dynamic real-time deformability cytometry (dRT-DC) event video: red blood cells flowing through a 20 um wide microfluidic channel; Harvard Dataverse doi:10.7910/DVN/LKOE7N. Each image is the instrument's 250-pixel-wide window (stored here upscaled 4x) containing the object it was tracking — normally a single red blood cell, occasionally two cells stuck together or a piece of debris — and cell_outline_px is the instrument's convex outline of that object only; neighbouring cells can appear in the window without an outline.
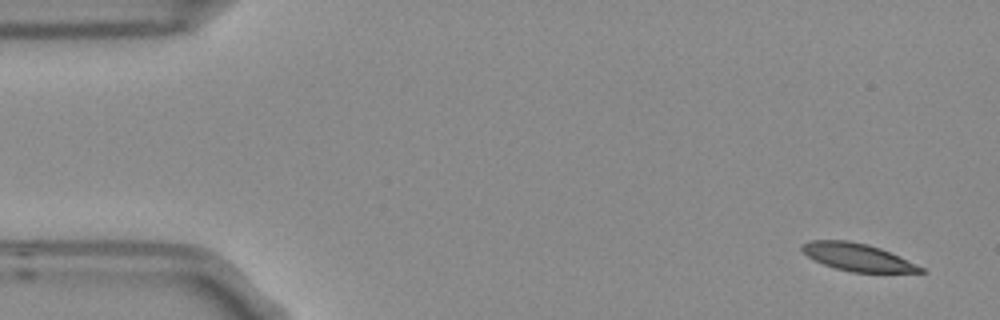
{"species": "Egyptian fruit bat (a non-hibernating species)", "species_latin": "Rousettus aegyptiacus", "temperature_condition": "room temperature", "stored_images_in_passage": 9, "camera_frame_rate_fps": 3000, "um_per_image_px": 0.085, "frame": {"image": 1, "passage_image": 1, "time_ms": 0.0, "image_size_px": [1000, 320], "cell_outline_px": [[928, 272], [852, 272], [836, 268], [824, 264], [808, 256], [800, 248], [800, 244], [812, 240], [848, 240], [868, 244], [880, 248], [900, 256], [924, 268]], "centroid_in_image_um": [72.89, 21.84], "position_along_channel_um": 12.1, "area_um2": 18.9}}
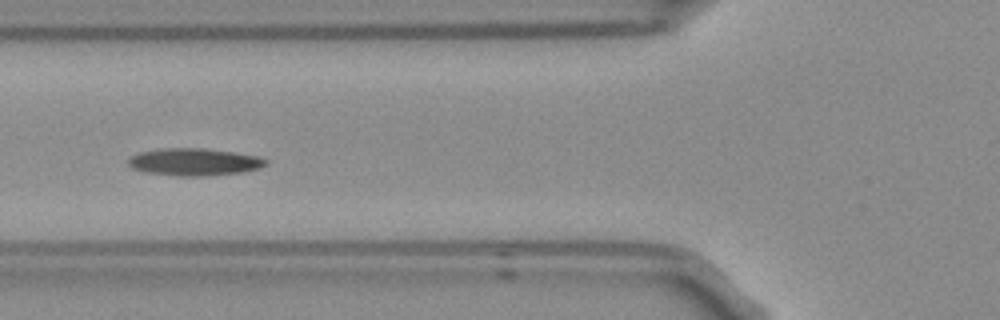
{"frame": {"image": 2, "passage_image": 6, "time_ms": 1.667, "image_size_px": [1000, 320], "cell_outline_px": [[268, 164], [260, 168], [244, 172], [204, 176], [180, 176], [148, 172], [132, 168], [128, 164], [128, 160], [132, 156], [140, 152], [160, 148], [204, 148], [260, 156], [268, 160]], "centroid_in_image_um": [16.56, 13.76], "position_along_channel_um": 109.2, "area_um2": 21.91}}
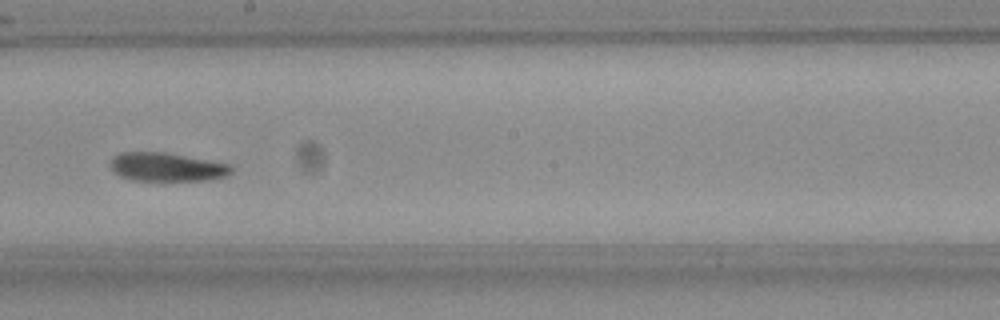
{"frame": {"image": 3, "passage_image": 9, "time_ms": 2.667, "image_size_px": [1000, 320], "cell_outline_px": [[232, 172], [228, 176], [212, 180], [132, 180], [120, 176], [112, 168], [112, 160], [120, 152], [164, 152], [232, 164]], "centroid_in_image_um": [14.26, 14.2], "position_along_channel_um": 233.9, "area_um2": 20.06}}